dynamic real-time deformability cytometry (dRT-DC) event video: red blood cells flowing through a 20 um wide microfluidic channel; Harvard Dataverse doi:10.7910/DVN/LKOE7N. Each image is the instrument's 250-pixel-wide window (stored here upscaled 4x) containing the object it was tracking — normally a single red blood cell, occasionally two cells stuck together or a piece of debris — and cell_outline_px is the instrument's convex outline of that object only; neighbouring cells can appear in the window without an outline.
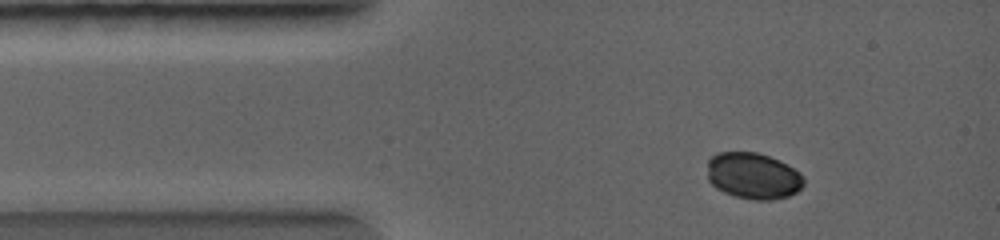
{"species": "common noctule bat (a hibernating species)", "species_latin": "Nyctalus noctula", "temperature_condition": "warm", "stored_images_in_passage": 16, "camera_frame_rate_fps": 5000, "um_per_image_px": 0.085, "animal": {"sex": "female", "body_mass_g": 19.0, "forearm_length_mm": 56.7}, "frame": {"image": 1, "passage_image": 5, "time_ms": 1.0, "image_size_px": [1000, 240], "cell_outline_px": [[804, 184], [796, 192], [788, 196], [768, 200], [752, 200], [736, 196], [724, 192], [716, 188], [708, 180], [708, 160], [716, 152], [756, 152], [780, 160], [800, 172], [804, 180]], "centroid_in_image_um": [64.01, 14.94], "position_along_channel_um": 21.0, "area_um2": 26.07}}
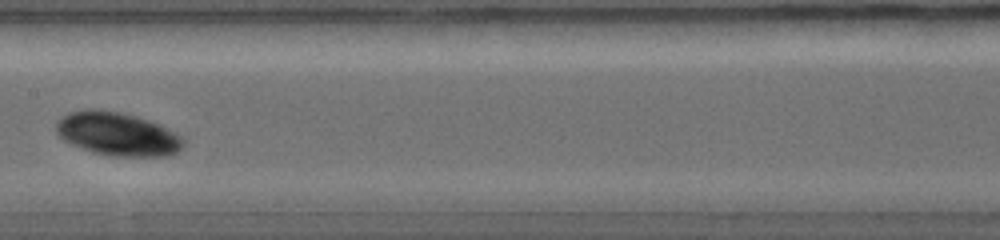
{"frame": {"image": 2, "passage_image": 16, "time_ms": 4.6, "image_size_px": [1000, 240], "cell_outline_px": [[184, 144], [176, 152], [168, 156], [112, 156], [92, 152], [72, 144], [64, 140], [56, 132], [56, 124], [68, 112], [84, 108], [96, 108], [120, 112], [136, 116], [160, 124], [180, 136], [184, 140]], "centroid_in_image_um": [9.97, 11.37], "position_along_channel_um": 197.4, "area_um2": 32.14}}